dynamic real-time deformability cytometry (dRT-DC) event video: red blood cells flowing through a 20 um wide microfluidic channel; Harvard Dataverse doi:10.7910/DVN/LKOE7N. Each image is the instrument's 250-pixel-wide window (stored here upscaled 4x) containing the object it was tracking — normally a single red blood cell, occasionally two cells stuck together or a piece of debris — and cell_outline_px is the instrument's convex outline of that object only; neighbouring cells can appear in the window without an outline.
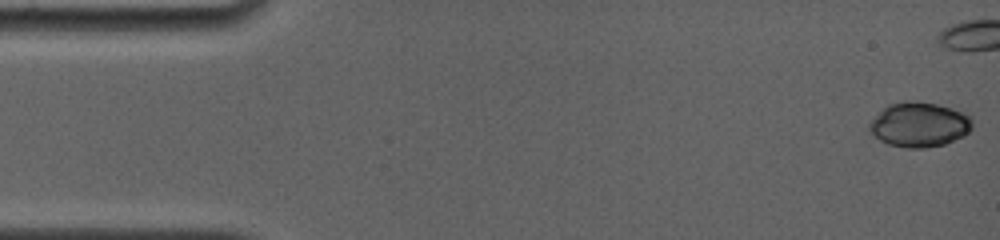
{"species": "common noctule bat (a hibernating species)", "species_latin": "Nyctalus noctula", "temperature_condition": "room temperature", "stored_images_in_passage": 16, "camera_frame_rate_fps": 4000, "um_per_image_px": 0.085, "animal": {"sex": "female", "body_mass_g": 19.0, "forearm_length_mm": 56.7}, "frame": {"image": 1, "passage_image": 1, "time_ms": 0.0, "image_size_px": [1000, 240], "cell_outline_px": [[972, 128], [964, 136], [944, 144], [924, 148], [904, 148], [888, 144], [880, 140], [868, 128], [868, 124], [888, 104], [904, 100], [916, 100], [936, 104], [952, 108], [968, 116], [972, 120]], "centroid_in_image_um": [78.13, 10.59], "position_along_channel_um": 6.9, "area_um2": 26.76}}
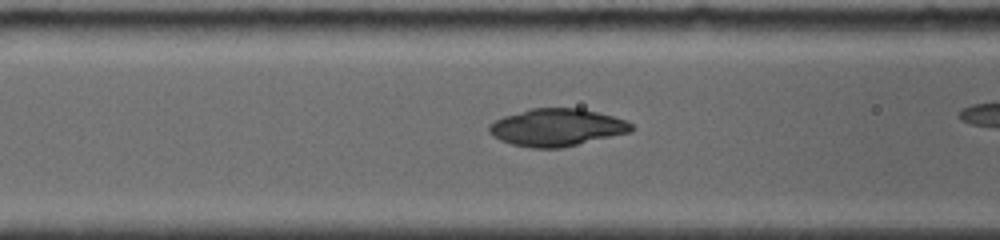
{"frame": {"image": 2, "passage_image": 12, "time_ms": 6.25, "image_size_px": [1000, 240], "cell_outline_px": [[636, 128], [632, 132], [560, 148], [532, 148], [512, 144], [500, 140], [492, 136], [488, 132], [488, 124], [504, 116], [528, 108], [580, 108], [628, 120]], "centroid_in_image_um": [47.33, 10.83], "position_along_channel_um": 119.3, "area_um2": 31.21}}
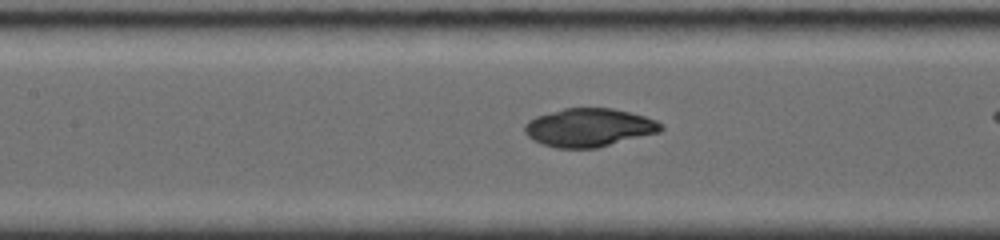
{"frame": {"image": 3, "passage_image": 14, "time_ms": 7.25, "image_size_px": [1000, 240], "cell_outline_px": [[664, 128], [660, 132], [596, 148], [556, 148], [532, 140], [524, 132], [524, 124], [528, 120], [536, 116], [564, 108], [612, 108], [644, 116], [656, 120]], "centroid_in_image_um": [50.04, 10.84], "position_along_channel_um": 157.4, "area_um2": 30.35}}